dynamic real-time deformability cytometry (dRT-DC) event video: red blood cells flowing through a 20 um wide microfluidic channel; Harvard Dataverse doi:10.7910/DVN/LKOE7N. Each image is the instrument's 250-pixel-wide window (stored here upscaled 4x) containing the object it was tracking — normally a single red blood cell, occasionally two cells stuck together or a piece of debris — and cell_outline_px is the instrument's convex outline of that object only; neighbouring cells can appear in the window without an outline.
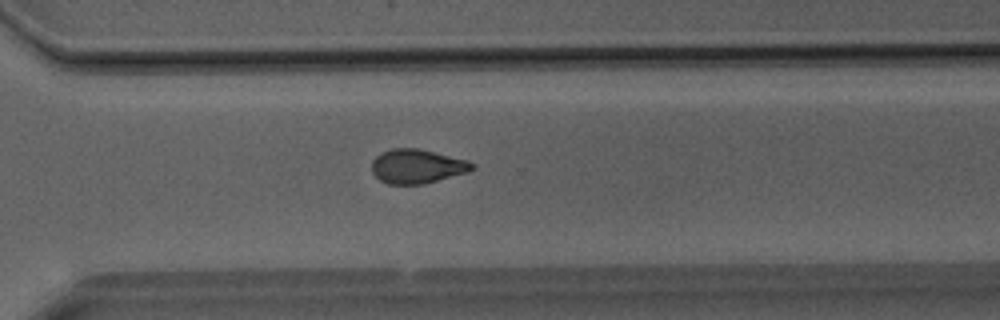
{"species": "Egyptian fruit bat (a non-hibernating species)", "species_latin": "Rousettus aegyptiacus", "temperature_condition": "room temperature", "stored_images_in_passage": 40, "camera_frame_rate_fps": 3000, "um_per_image_px": 0.085, "animal": {"sex": "male"}, "frame": {"image": 1, "passage_image": 29, "time_ms": 9.333, "image_size_px": [1000, 320], "cell_outline_px": [[476, 168], [468, 172], [420, 184], [388, 184], [380, 180], [372, 172], [372, 160], [380, 152], [392, 148], [416, 148], [468, 160], [476, 164]], "centroid_in_image_um": [35.44, 14.12], "position_along_channel_um": 335.2, "area_um2": 19.88}}
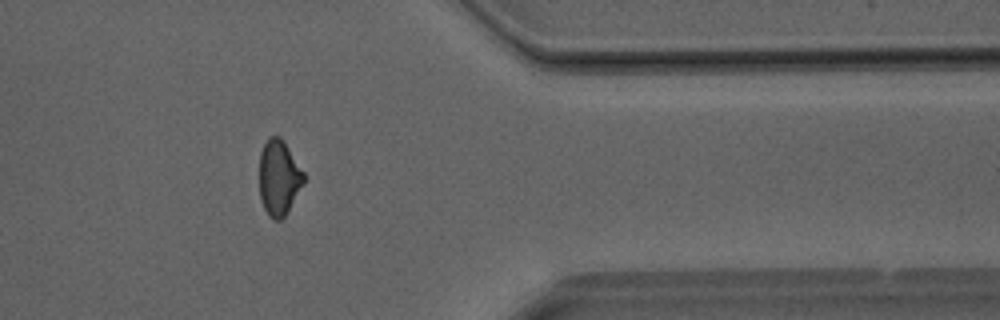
{"frame": {"image": 2, "passage_image": 33, "time_ms": 10.667, "image_size_px": [1000, 320], "cell_outline_px": [[304, 184], [284, 216], [280, 220], [272, 220], [268, 216], [260, 200], [260, 152], [268, 136], [280, 136], [284, 140], [304, 172]], "centroid_in_image_um": [23.7, 15.09], "position_along_channel_um": 387.7, "area_um2": 19.59}}
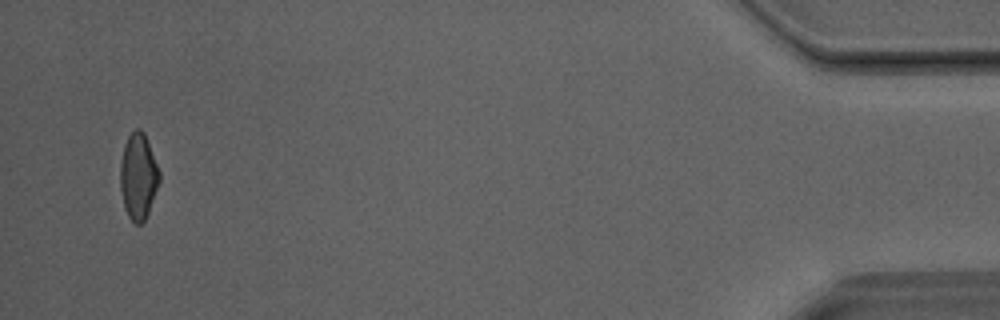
{"frame": {"image": 3, "passage_image": 39, "time_ms": 12.667, "image_size_px": [1000, 320], "cell_outline_px": [[160, 180], [148, 212], [144, 220], [140, 224], [136, 224], [128, 216], [124, 208], [120, 188], [120, 164], [124, 144], [128, 136], [136, 128], [140, 128], [144, 132], [160, 172]], "centroid_in_image_um": [11.74, 14.97], "position_along_channel_um": 423.5, "area_um2": 19.54}}